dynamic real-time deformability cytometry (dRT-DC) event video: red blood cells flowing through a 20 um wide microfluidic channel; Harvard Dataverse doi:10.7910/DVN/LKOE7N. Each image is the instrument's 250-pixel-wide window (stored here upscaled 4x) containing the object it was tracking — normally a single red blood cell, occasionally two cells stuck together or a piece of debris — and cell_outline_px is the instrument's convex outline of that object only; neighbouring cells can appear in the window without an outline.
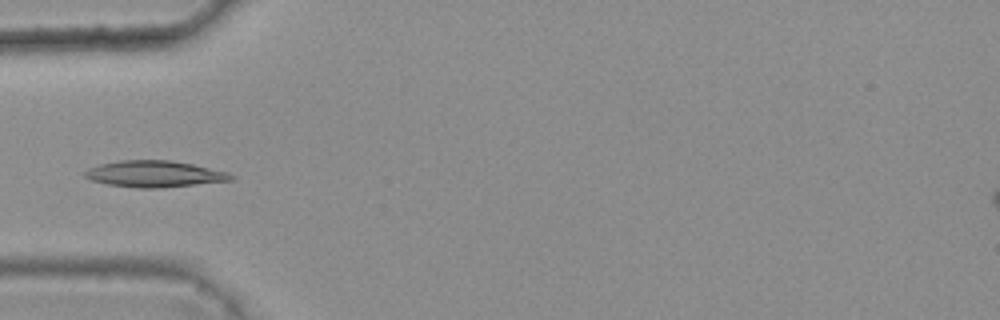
{"species": "common noctule bat (a hibernating species)", "species_latin": "Nyctalus noctula", "temperature_condition": "warm", "stored_images_in_passage": 5, "camera_frame_rate_fps": 3000, "um_per_image_px": 0.085, "animal": {"sex": "female", "body_mass_g": 25.1}, "frame": {"image": 1, "passage_image": 5, "time_ms": 1.333, "image_size_px": [1000, 320], "cell_outline_px": [[236, 180], [160, 188], [136, 188], [108, 184], [92, 180], [84, 176], [84, 172], [88, 168], [100, 164], [120, 160], [172, 160], [192, 164], [228, 172], [236, 176]], "centroid_in_image_um": [13.17, 14.78], "position_along_channel_um": 71.8, "area_um2": 22.6}}